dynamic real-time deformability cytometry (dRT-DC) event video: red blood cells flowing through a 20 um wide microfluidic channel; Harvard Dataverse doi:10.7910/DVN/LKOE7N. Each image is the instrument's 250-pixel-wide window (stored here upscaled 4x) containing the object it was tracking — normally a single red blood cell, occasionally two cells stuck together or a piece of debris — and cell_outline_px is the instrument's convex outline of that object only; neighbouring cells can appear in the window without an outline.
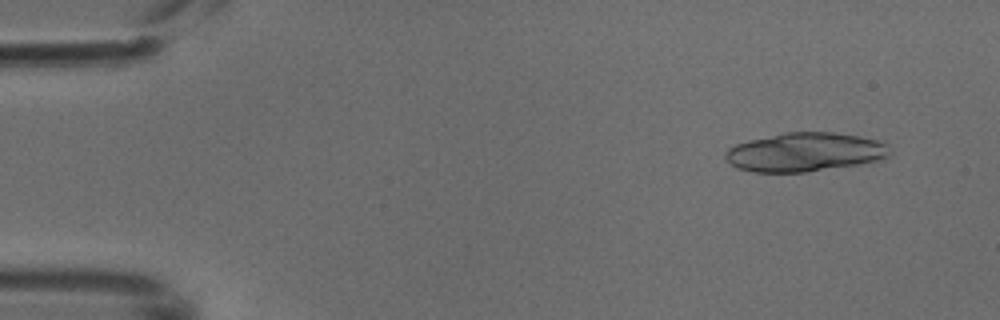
{"species": "common noctule bat (a hibernating species)", "species_latin": "Nyctalus noctula", "temperature_condition": "cold", "stored_images_in_passage": 3, "camera_frame_rate_fps": 3000, "um_per_image_px": 0.085, "animal": {"sex": "male", "body_mass_g": 18.8}, "frame": {"image": 1, "passage_image": 1, "time_ms": 0.0, "image_size_px": [1000, 320], "cell_outline_px": [[888, 156], [884, 160], [804, 172], [752, 172], [736, 168], [724, 156], [724, 152], [728, 148], [736, 144], [748, 140], [784, 132], [832, 132], [860, 136], [876, 140], [884, 144]], "centroid_in_image_um": [68.35, 12.93], "position_along_channel_um": 16.6, "area_um2": 36.99}}